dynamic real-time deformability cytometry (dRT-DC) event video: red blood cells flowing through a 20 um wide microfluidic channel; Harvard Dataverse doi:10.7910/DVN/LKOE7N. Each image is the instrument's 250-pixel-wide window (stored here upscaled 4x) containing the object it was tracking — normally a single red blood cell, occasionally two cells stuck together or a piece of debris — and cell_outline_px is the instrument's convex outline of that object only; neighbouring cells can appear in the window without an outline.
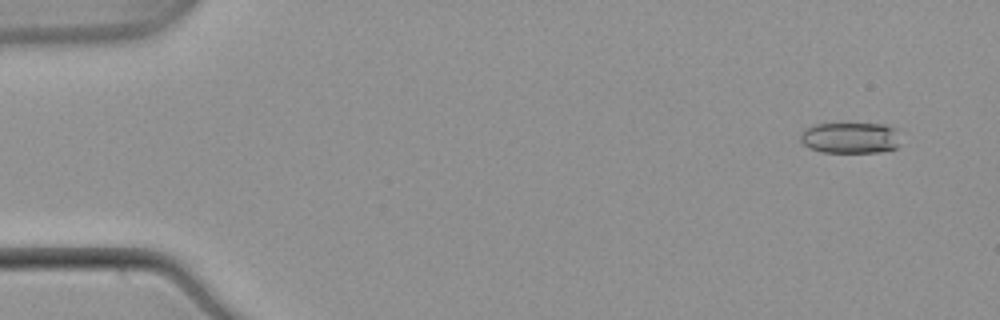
{"species": "common noctule bat (a hibernating species)", "species_latin": "Nyctalus noctula", "temperature_condition": "warm", "stored_images_in_passage": 11, "camera_frame_rate_fps": 3000, "um_per_image_px": 0.085, "animal": {"sex": "male", "body_mass_g": 21.5, "forearm_length_mm": 52.0}, "frame": {"image": 1, "passage_image": 4, "time_ms": 1.0, "image_size_px": [1000, 320], "cell_outline_px": [[900, 144], [896, 148], [880, 152], [820, 152], [808, 148], [800, 140], [800, 132], [804, 128], [816, 124], [884, 124], [892, 128]], "centroid_in_image_um": [72.2, 11.73], "position_along_channel_um": 12.8, "area_um2": 18.03}}